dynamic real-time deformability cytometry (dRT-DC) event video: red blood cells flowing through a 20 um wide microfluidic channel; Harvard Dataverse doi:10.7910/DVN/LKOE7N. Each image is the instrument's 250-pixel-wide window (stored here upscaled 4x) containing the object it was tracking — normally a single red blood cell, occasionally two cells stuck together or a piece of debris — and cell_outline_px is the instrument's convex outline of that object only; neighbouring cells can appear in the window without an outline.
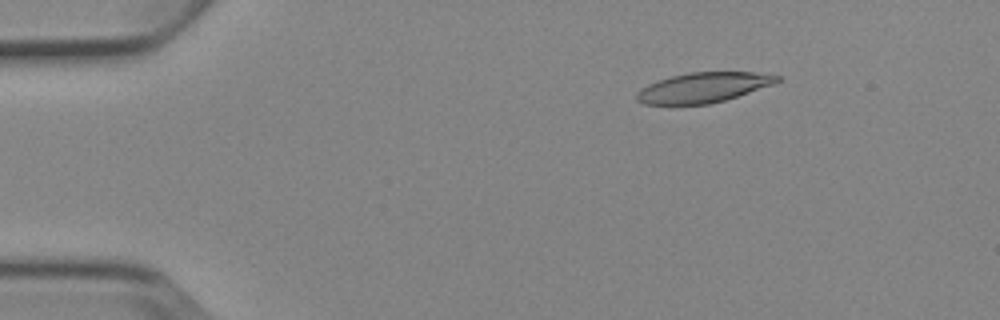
{"species": "Egyptian fruit bat (a non-hibernating species)", "species_latin": "Rousettus aegyptiacus", "temperature_condition": "cold", "stored_images_in_passage": 4, "camera_frame_rate_fps": 3000, "um_per_image_px": 0.085, "animal": {"sex": "female"}, "frame": {"image": 1, "passage_image": 1, "time_ms": 0.0, "image_size_px": [1000, 320], "cell_outline_px": [[784, 76], [780, 80], [772, 84], [724, 100], [708, 104], [644, 104], [636, 100], [636, 92], [640, 88], [648, 84], [672, 76], [688, 72], [756, 72]], "centroid_in_image_um": [59.76, 7.43], "position_along_channel_um": 25.2, "area_um2": 24.33}}
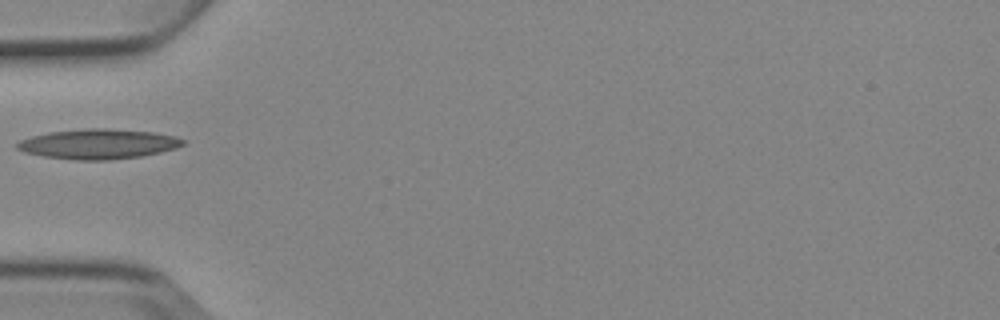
{"frame": {"image": 2, "passage_image": 4, "time_ms": 3.333, "image_size_px": [1000, 320], "cell_outline_px": [[184, 144], [176, 148], [160, 152], [140, 156], [108, 160], [76, 160], [44, 156], [24, 152], [16, 148], [16, 144], [20, 140], [32, 136], [48, 132], [88, 128], [104, 128], [152, 132], [176, 136], [184, 140]], "centroid_in_image_um": [8.34, 12.23], "position_along_channel_um": 76.7, "area_um2": 28.78}}